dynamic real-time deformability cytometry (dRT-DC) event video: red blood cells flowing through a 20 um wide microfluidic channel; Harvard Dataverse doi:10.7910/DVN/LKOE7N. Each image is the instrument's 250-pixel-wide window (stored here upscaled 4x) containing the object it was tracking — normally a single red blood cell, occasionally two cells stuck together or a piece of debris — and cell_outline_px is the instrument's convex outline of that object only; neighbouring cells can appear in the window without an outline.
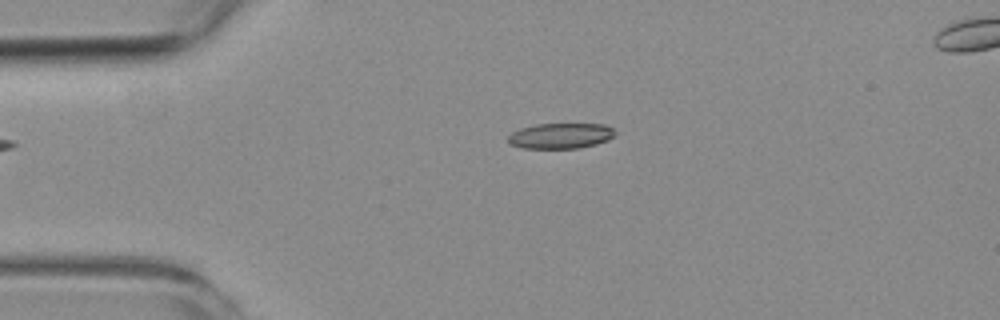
{"species": "common noctule bat (a hibernating species)", "species_latin": "Nyctalus noctula", "temperature_condition": "room temperature", "stored_images_in_passage": 3, "camera_frame_rate_fps": 3000, "um_per_image_px": 0.085, "animal": {"sex": "female", "body_mass_g": 19.3, "forearm_length_mm": 54.1}, "frame": {"image": 1, "passage_image": 1, "time_ms": 0.0, "image_size_px": [1000, 320], "cell_outline_px": [[616, 132], [608, 140], [596, 144], [580, 148], [524, 148], [512, 144], [508, 140], [508, 136], [512, 132], [520, 128], [536, 124], [604, 124], [612, 128]], "centroid_in_image_um": [47.66, 11.54], "position_along_channel_um": 37.3, "area_um2": 15.78}}